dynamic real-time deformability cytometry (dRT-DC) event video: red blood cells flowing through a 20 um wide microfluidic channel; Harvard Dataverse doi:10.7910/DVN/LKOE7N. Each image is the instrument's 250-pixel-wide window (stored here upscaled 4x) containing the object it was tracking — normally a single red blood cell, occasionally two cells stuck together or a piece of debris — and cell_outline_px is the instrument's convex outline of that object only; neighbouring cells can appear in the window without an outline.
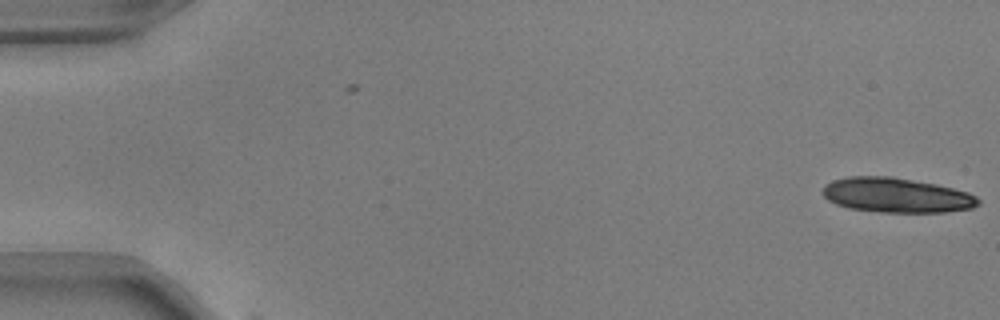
{"species": "common noctule bat (a hibernating species)", "species_latin": "Nyctalus noctula", "temperature_condition": "warm", "stored_images_in_passage": 5, "camera_frame_rate_fps": 3000, "um_per_image_px": 0.085, "animal": {"sex": "male", "body_mass_g": 17.9, "forearm_length_mm": 54.2}, "frame": {"image": 1, "passage_image": 5, "time_ms": 1.333, "image_size_px": [1000, 320], "cell_outline_px": [[980, 204], [972, 208], [944, 212], [880, 212], [848, 208], [836, 204], [828, 200], [824, 196], [824, 184], [832, 180], [848, 176], [892, 176], [936, 184], [968, 192], [976, 196], [980, 200]], "centroid_in_image_um": [76.2, 16.59], "position_along_channel_um": 8.8, "area_um2": 31.56}}